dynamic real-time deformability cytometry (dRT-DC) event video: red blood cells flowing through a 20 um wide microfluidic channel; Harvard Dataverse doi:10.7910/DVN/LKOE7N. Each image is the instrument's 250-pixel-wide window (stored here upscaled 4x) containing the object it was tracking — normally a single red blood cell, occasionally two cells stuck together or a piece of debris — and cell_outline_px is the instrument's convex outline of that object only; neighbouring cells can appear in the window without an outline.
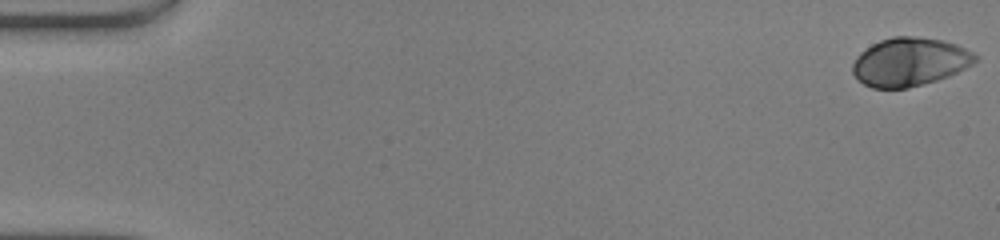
{"species": "human", "species_latin": "Homo sapiens", "temperature_condition": "warm", "stored_images_in_passage": 50, "camera_frame_rate_fps": 3000, "um_per_image_px": 0.085, "donor": {"sex": "male"}, "frame": {"image": 1, "passage_image": 1, "time_ms": 0.0, "image_size_px": [1000, 240], "cell_outline_px": [[976, 60], [972, 64], [948, 76], [936, 80], [908, 88], [872, 88], [864, 84], [852, 72], [852, 64], [856, 56], [860, 52], [872, 44], [880, 40], [892, 36], [916, 36], [944, 40], [956, 44], [972, 52], [976, 56]], "centroid_in_image_um": [77.29, 5.25], "position_along_channel_um": 7.7, "area_um2": 34.45}}
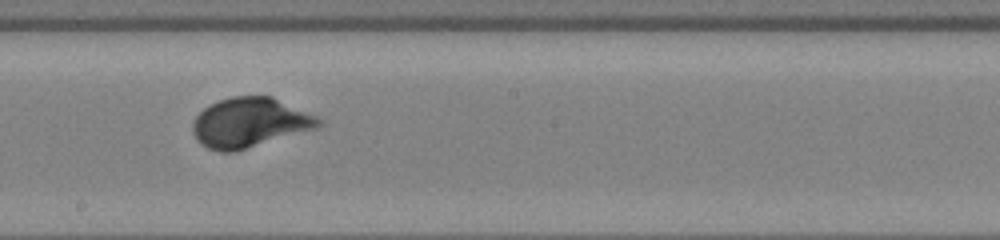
{"frame": {"image": 2, "passage_image": 29, "time_ms": 9.333, "image_size_px": [1000, 240], "cell_outline_px": [[324, 124], [316, 128], [236, 152], [220, 152], [208, 148], [200, 144], [196, 140], [192, 132], [192, 124], [196, 116], [204, 108], [220, 100], [232, 96], [272, 96], [316, 116], [324, 120]], "centroid_in_image_um": [21.22, 10.44], "position_along_channel_um": 227.0, "area_um2": 36.53}}
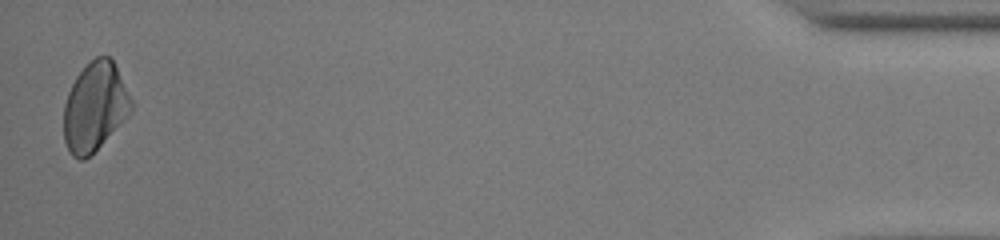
{"frame": {"image": 3, "passage_image": 50, "time_ms": 16.333, "image_size_px": [1000, 240], "cell_outline_px": [[132, 108], [128, 116], [84, 160], [80, 160], [72, 156], [64, 140], [64, 104], [68, 92], [76, 76], [96, 56], [108, 56], [112, 60], [132, 100]], "centroid_in_image_um": [8.04, 9.08], "position_along_channel_um": 427.2, "area_um2": 34.1}, "authors_computed_cell_mechanics": {"area_um2": 34.5355, "velocity_mm_per_s": 4.1271, "shape_relaxation_time_tau1_ms": 2.7339, "shape_relaxation_time_tau2_ms": null, "deformation_change_tau1": 0.1692, "deformation_change_tau2": null}}